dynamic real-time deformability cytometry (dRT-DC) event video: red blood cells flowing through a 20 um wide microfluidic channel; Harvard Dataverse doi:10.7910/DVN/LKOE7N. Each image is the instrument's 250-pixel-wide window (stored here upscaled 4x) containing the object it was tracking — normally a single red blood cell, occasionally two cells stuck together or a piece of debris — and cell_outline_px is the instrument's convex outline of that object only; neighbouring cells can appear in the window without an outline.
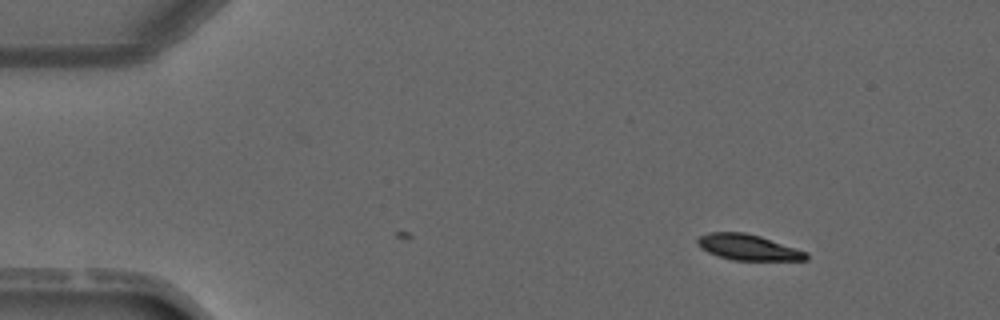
{"species": "common noctule bat (a hibernating species)", "species_latin": "Nyctalus noctula", "temperature_condition": "warm", "stored_images_in_passage": 3, "camera_frame_rate_fps": 3000, "um_per_image_px": 0.085, "animal": {"sex": "male", "forearm_length_mm": 52.5}, "frame": {"image": 1, "passage_image": 3, "time_ms": 2.333, "image_size_px": [1000, 320], "cell_outline_px": [[808, 260], [732, 260], [708, 252], [700, 248], [696, 240], [700, 236], [708, 232], [744, 232], [760, 236], [808, 252]], "centroid_in_image_um": [63.59, 21.02], "position_along_channel_um": 21.4, "area_um2": 16.24}}